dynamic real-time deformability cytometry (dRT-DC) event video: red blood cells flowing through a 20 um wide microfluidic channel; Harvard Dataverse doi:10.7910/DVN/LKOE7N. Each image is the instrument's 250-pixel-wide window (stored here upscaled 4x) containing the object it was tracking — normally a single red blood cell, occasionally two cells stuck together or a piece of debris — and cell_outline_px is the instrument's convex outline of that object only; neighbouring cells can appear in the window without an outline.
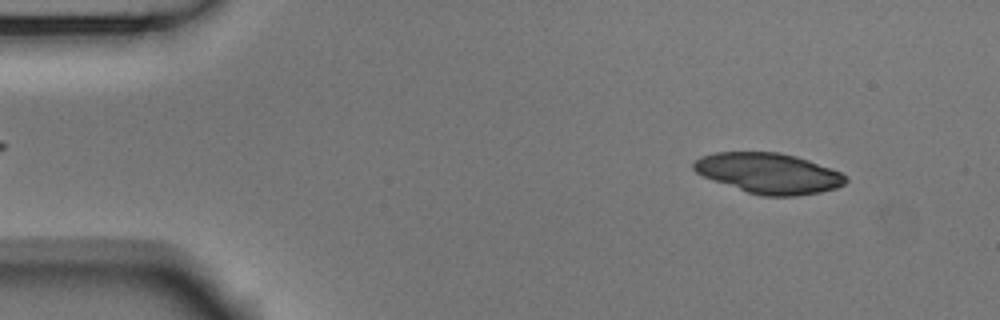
{"species": "Egyptian fruit bat (a non-hibernating species)", "species_latin": "Rousettus aegyptiacus", "temperature_condition": "room temperature", "stored_images_in_passage": 52, "camera_frame_rate_fps": 3000, "um_per_image_px": 0.085, "animal": {"sex": "male"}, "frame": {"image": 1, "passage_image": 5, "time_ms": 1.333, "image_size_px": [1000, 320], "cell_outline_px": [[848, 180], [844, 184], [836, 188], [820, 192], [796, 196], [760, 196], [748, 192], [704, 176], [696, 172], [692, 168], [692, 164], [700, 156], [716, 152], [780, 152], [796, 156], [808, 160], [840, 172], [848, 176]], "centroid_in_image_um": [65.36, 14.72], "position_along_channel_um": 19.6, "area_um2": 35.6}}